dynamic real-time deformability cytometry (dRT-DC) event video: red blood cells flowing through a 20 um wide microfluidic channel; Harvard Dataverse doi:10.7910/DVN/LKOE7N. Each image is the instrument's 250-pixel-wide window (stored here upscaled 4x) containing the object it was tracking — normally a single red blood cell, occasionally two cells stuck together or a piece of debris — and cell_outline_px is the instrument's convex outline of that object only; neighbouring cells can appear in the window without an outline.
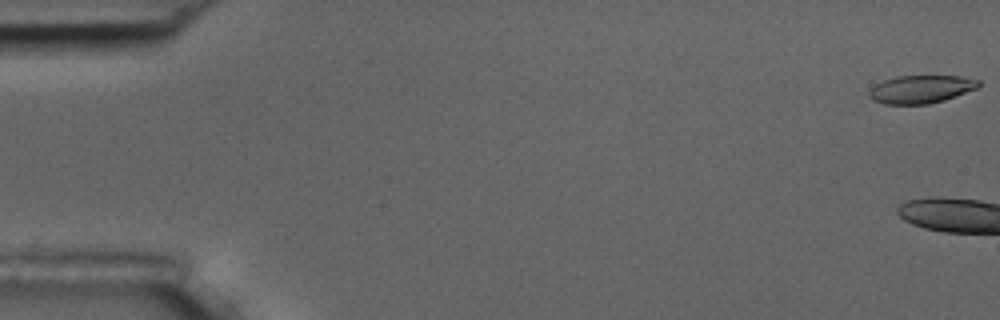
{"species": "common noctule bat (a hibernating species)", "species_latin": "Nyctalus noctula", "temperature_condition": "room temperature", "stored_images_in_passage": 5, "camera_frame_rate_fps": 3000, "um_per_image_px": 0.085, "animal": {"sex": "male", "body_mass_g": 17.5, "forearm_length_mm": 52.3}, "frame": {"image": 1, "passage_image": 1, "time_ms": 0.0, "image_size_px": [1000, 320], "cell_outline_px": [[980, 84], [976, 88], [944, 100], [928, 104], [884, 104], [872, 100], [868, 96], [868, 92], [876, 84], [884, 80], [896, 76], [960, 76], [980, 80]], "centroid_in_image_um": [78.25, 7.58], "position_along_channel_um": 6.8, "area_um2": 17.74}}